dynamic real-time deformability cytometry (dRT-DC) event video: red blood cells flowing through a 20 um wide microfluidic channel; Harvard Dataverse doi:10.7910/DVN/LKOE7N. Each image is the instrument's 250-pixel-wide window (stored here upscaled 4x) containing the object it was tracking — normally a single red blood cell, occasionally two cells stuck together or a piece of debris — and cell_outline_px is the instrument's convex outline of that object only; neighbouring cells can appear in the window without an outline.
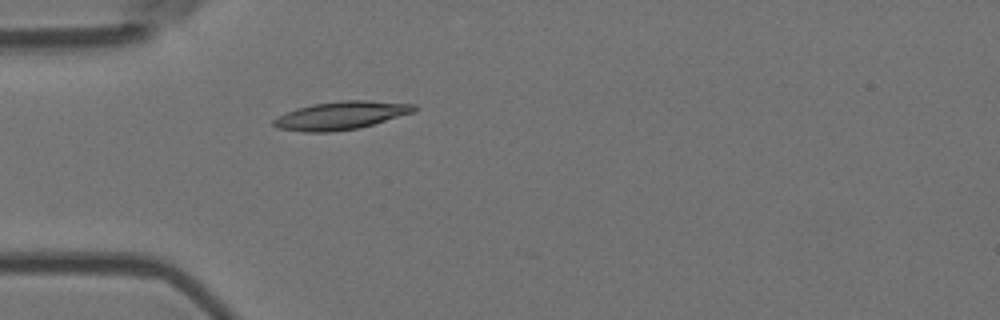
{"species": "Egyptian fruit bat (a non-hibernating species)", "species_latin": "Rousettus aegyptiacus", "temperature_condition": "room temperature", "stored_images_in_passage": 2, "camera_frame_rate_fps": 3000, "um_per_image_px": 0.085, "animal": {"sex": "female"}, "frame": {"image": 1, "passage_image": 1, "time_ms": 0.0, "image_size_px": [1000, 320], "cell_outline_px": [[416, 112], [360, 128], [328, 132], [304, 132], [276, 128], [272, 124], [272, 120], [276, 116], [296, 108], [312, 104], [344, 100], [368, 100], [416, 104]], "centroid_in_image_um": [28.98, 9.81], "position_along_channel_um": 56.0, "area_um2": 23.29}}